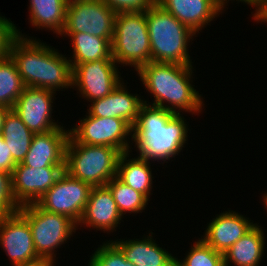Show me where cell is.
<instances>
[{
  "label": "cell",
  "instance_id": "obj_27",
  "mask_svg": "<svg viewBox=\"0 0 267 266\" xmlns=\"http://www.w3.org/2000/svg\"><path fill=\"white\" fill-rule=\"evenodd\" d=\"M106 186L110 189L120 214L123 217L127 212L130 214L142 213L150 201L142 193L135 191L117 177H113Z\"/></svg>",
  "mask_w": 267,
  "mask_h": 266
},
{
  "label": "cell",
  "instance_id": "obj_23",
  "mask_svg": "<svg viewBox=\"0 0 267 266\" xmlns=\"http://www.w3.org/2000/svg\"><path fill=\"white\" fill-rule=\"evenodd\" d=\"M68 1L29 0L30 25L39 30H51L60 36L65 26Z\"/></svg>",
  "mask_w": 267,
  "mask_h": 266
},
{
  "label": "cell",
  "instance_id": "obj_36",
  "mask_svg": "<svg viewBox=\"0 0 267 266\" xmlns=\"http://www.w3.org/2000/svg\"><path fill=\"white\" fill-rule=\"evenodd\" d=\"M9 110L10 108L0 105V132H2L4 118Z\"/></svg>",
  "mask_w": 267,
  "mask_h": 266
},
{
  "label": "cell",
  "instance_id": "obj_17",
  "mask_svg": "<svg viewBox=\"0 0 267 266\" xmlns=\"http://www.w3.org/2000/svg\"><path fill=\"white\" fill-rule=\"evenodd\" d=\"M156 3L194 33L198 32L197 35L226 8L221 0H156Z\"/></svg>",
  "mask_w": 267,
  "mask_h": 266
},
{
  "label": "cell",
  "instance_id": "obj_22",
  "mask_svg": "<svg viewBox=\"0 0 267 266\" xmlns=\"http://www.w3.org/2000/svg\"><path fill=\"white\" fill-rule=\"evenodd\" d=\"M131 152L133 151L121 153L116 177L135 191L142 193L149 200V196L153 194L151 191L153 188L152 178L154 177L150 165L152 161L139 156L131 158Z\"/></svg>",
  "mask_w": 267,
  "mask_h": 266
},
{
  "label": "cell",
  "instance_id": "obj_29",
  "mask_svg": "<svg viewBox=\"0 0 267 266\" xmlns=\"http://www.w3.org/2000/svg\"><path fill=\"white\" fill-rule=\"evenodd\" d=\"M88 262V266H135L125 259L122 251L111 241L99 245Z\"/></svg>",
  "mask_w": 267,
  "mask_h": 266
},
{
  "label": "cell",
  "instance_id": "obj_10",
  "mask_svg": "<svg viewBox=\"0 0 267 266\" xmlns=\"http://www.w3.org/2000/svg\"><path fill=\"white\" fill-rule=\"evenodd\" d=\"M93 186L64 171L37 204L45 211L61 214L76 224L82 218Z\"/></svg>",
  "mask_w": 267,
  "mask_h": 266
},
{
  "label": "cell",
  "instance_id": "obj_21",
  "mask_svg": "<svg viewBox=\"0 0 267 266\" xmlns=\"http://www.w3.org/2000/svg\"><path fill=\"white\" fill-rule=\"evenodd\" d=\"M256 223L243 237L224 254L225 266H259L264 257L266 239L264 230Z\"/></svg>",
  "mask_w": 267,
  "mask_h": 266
},
{
  "label": "cell",
  "instance_id": "obj_16",
  "mask_svg": "<svg viewBox=\"0 0 267 266\" xmlns=\"http://www.w3.org/2000/svg\"><path fill=\"white\" fill-rule=\"evenodd\" d=\"M122 218L110 189L106 185L93 186L77 227L80 225L81 228L82 225H85L89 229L96 228V231L101 230L110 234L116 231L120 221H123Z\"/></svg>",
  "mask_w": 267,
  "mask_h": 266
},
{
  "label": "cell",
  "instance_id": "obj_5",
  "mask_svg": "<svg viewBox=\"0 0 267 266\" xmlns=\"http://www.w3.org/2000/svg\"><path fill=\"white\" fill-rule=\"evenodd\" d=\"M120 155L114 147L85 145L69 136L64 171L91 186H104L116 177Z\"/></svg>",
  "mask_w": 267,
  "mask_h": 266
},
{
  "label": "cell",
  "instance_id": "obj_20",
  "mask_svg": "<svg viewBox=\"0 0 267 266\" xmlns=\"http://www.w3.org/2000/svg\"><path fill=\"white\" fill-rule=\"evenodd\" d=\"M152 235L153 232H149L139 239L111 241L122 251L125 259L135 266H171L176 261V256L160 247Z\"/></svg>",
  "mask_w": 267,
  "mask_h": 266
},
{
  "label": "cell",
  "instance_id": "obj_32",
  "mask_svg": "<svg viewBox=\"0 0 267 266\" xmlns=\"http://www.w3.org/2000/svg\"><path fill=\"white\" fill-rule=\"evenodd\" d=\"M115 13L142 12L150 8L156 0H103Z\"/></svg>",
  "mask_w": 267,
  "mask_h": 266
},
{
  "label": "cell",
  "instance_id": "obj_1",
  "mask_svg": "<svg viewBox=\"0 0 267 266\" xmlns=\"http://www.w3.org/2000/svg\"><path fill=\"white\" fill-rule=\"evenodd\" d=\"M141 105L132 126V141L137 156L149 161L168 163L175 158L188 140V122L182 114H175L165 108L147 104ZM167 160V161H166Z\"/></svg>",
  "mask_w": 267,
  "mask_h": 266
},
{
  "label": "cell",
  "instance_id": "obj_33",
  "mask_svg": "<svg viewBox=\"0 0 267 266\" xmlns=\"http://www.w3.org/2000/svg\"><path fill=\"white\" fill-rule=\"evenodd\" d=\"M16 165L11 151H9L8 145L5 143L2 132H0V171L12 175Z\"/></svg>",
  "mask_w": 267,
  "mask_h": 266
},
{
  "label": "cell",
  "instance_id": "obj_24",
  "mask_svg": "<svg viewBox=\"0 0 267 266\" xmlns=\"http://www.w3.org/2000/svg\"><path fill=\"white\" fill-rule=\"evenodd\" d=\"M60 36L70 37L73 47L72 58L69 57L72 69L80 63L100 59H113L111 42L107 38L93 36L87 33H61Z\"/></svg>",
  "mask_w": 267,
  "mask_h": 266
},
{
  "label": "cell",
  "instance_id": "obj_30",
  "mask_svg": "<svg viewBox=\"0 0 267 266\" xmlns=\"http://www.w3.org/2000/svg\"><path fill=\"white\" fill-rule=\"evenodd\" d=\"M19 208L12 191V175L0 171V218L13 214Z\"/></svg>",
  "mask_w": 267,
  "mask_h": 266
},
{
  "label": "cell",
  "instance_id": "obj_38",
  "mask_svg": "<svg viewBox=\"0 0 267 266\" xmlns=\"http://www.w3.org/2000/svg\"><path fill=\"white\" fill-rule=\"evenodd\" d=\"M265 193L263 194V196H262V199L264 200H262V202L264 203L263 205H264V207L266 208V211H267V193H266V191H264Z\"/></svg>",
  "mask_w": 267,
  "mask_h": 266
},
{
  "label": "cell",
  "instance_id": "obj_35",
  "mask_svg": "<svg viewBox=\"0 0 267 266\" xmlns=\"http://www.w3.org/2000/svg\"><path fill=\"white\" fill-rule=\"evenodd\" d=\"M226 6H228L227 4H228V2L229 1H231V0H221ZM232 1H235V0H232ZM236 1H238V3H239V1L240 2H243V3H245V4H248L249 6H251V7H255V9L258 7V4H259V2H260V0H236Z\"/></svg>",
  "mask_w": 267,
  "mask_h": 266
},
{
  "label": "cell",
  "instance_id": "obj_2",
  "mask_svg": "<svg viewBox=\"0 0 267 266\" xmlns=\"http://www.w3.org/2000/svg\"><path fill=\"white\" fill-rule=\"evenodd\" d=\"M13 41L9 56L14 61L23 84L54 92L72 88L73 70L68 57L40 39L22 34ZM33 38V39H32Z\"/></svg>",
  "mask_w": 267,
  "mask_h": 266
},
{
  "label": "cell",
  "instance_id": "obj_34",
  "mask_svg": "<svg viewBox=\"0 0 267 266\" xmlns=\"http://www.w3.org/2000/svg\"><path fill=\"white\" fill-rule=\"evenodd\" d=\"M252 13V18L257 23H267V0H260L258 7L255 9V13Z\"/></svg>",
  "mask_w": 267,
  "mask_h": 266
},
{
  "label": "cell",
  "instance_id": "obj_3",
  "mask_svg": "<svg viewBox=\"0 0 267 266\" xmlns=\"http://www.w3.org/2000/svg\"><path fill=\"white\" fill-rule=\"evenodd\" d=\"M193 66L177 63L152 62L142 66L137 75L154 99L148 102L165 108L175 114L189 112L199 114L205 105L202 95L196 91L193 82Z\"/></svg>",
  "mask_w": 267,
  "mask_h": 266
},
{
  "label": "cell",
  "instance_id": "obj_39",
  "mask_svg": "<svg viewBox=\"0 0 267 266\" xmlns=\"http://www.w3.org/2000/svg\"><path fill=\"white\" fill-rule=\"evenodd\" d=\"M171 266H179V264L175 261Z\"/></svg>",
  "mask_w": 267,
  "mask_h": 266
},
{
  "label": "cell",
  "instance_id": "obj_6",
  "mask_svg": "<svg viewBox=\"0 0 267 266\" xmlns=\"http://www.w3.org/2000/svg\"><path fill=\"white\" fill-rule=\"evenodd\" d=\"M111 53L119 65L137 72L151 61V45L145 11L116 14Z\"/></svg>",
  "mask_w": 267,
  "mask_h": 266
},
{
  "label": "cell",
  "instance_id": "obj_8",
  "mask_svg": "<svg viewBox=\"0 0 267 266\" xmlns=\"http://www.w3.org/2000/svg\"><path fill=\"white\" fill-rule=\"evenodd\" d=\"M69 130V136L77 143L110 146L121 153L131 151L132 126L120 118H101L85 115ZM131 141H129V140Z\"/></svg>",
  "mask_w": 267,
  "mask_h": 266
},
{
  "label": "cell",
  "instance_id": "obj_11",
  "mask_svg": "<svg viewBox=\"0 0 267 266\" xmlns=\"http://www.w3.org/2000/svg\"><path fill=\"white\" fill-rule=\"evenodd\" d=\"M118 67L114 59L77 64L72 69V89L89 102L106 97L123 81Z\"/></svg>",
  "mask_w": 267,
  "mask_h": 266
},
{
  "label": "cell",
  "instance_id": "obj_7",
  "mask_svg": "<svg viewBox=\"0 0 267 266\" xmlns=\"http://www.w3.org/2000/svg\"><path fill=\"white\" fill-rule=\"evenodd\" d=\"M18 212L31 228L37 255L42 260L55 263V249L73 237V232L76 233L78 230L77 224L65 215L45 211L37 203L20 206Z\"/></svg>",
  "mask_w": 267,
  "mask_h": 266
},
{
  "label": "cell",
  "instance_id": "obj_31",
  "mask_svg": "<svg viewBox=\"0 0 267 266\" xmlns=\"http://www.w3.org/2000/svg\"><path fill=\"white\" fill-rule=\"evenodd\" d=\"M17 37L16 25L0 14V59L9 56L11 45Z\"/></svg>",
  "mask_w": 267,
  "mask_h": 266
},
{
  "label": "cell",
  "instance_id": "obj_9",
  "mask_svg": "<svg viewBox=\"0 0 267 266\" xmlns=\"http://www.w3.org/2000/svg\"><path fill=\"white\" fill-rule=\"evenodd\" d=\"M116 14L103 0H69L62 33H87L112 42Z\"/></svg>",
  "mask_w": 267,
  "mask_h": 266
},
{
  "label": "cell",
  "instance_id": "obj_26",
  "mask_svg": "<svg viewBox=\"0 0 267 266\" xmlns=\"http://www.w3.org/2000/svg\"><path fill=\"white\" fill-rule=\"evenodd\" d=\"M24 87L12 58L0 59V105L12 109Z\"/></svg>",
  "mask_w": 267,
  "mask_h": 266
},
{
  "label": "cell",
  "instance_id": "obj_19",
  "mask_svg": "<svg viewBox=\"0 0 267 266\" xmlns=\"http://www.w3.org/2000/svg\"><path fill=\"white\" fill-rule=\"evenodd\" d=\"M127 85L122 81L110 94L93 100L87 114L101 118H120L134 125L144 99L138 94L129 93Z\"/></svg>",
  "mask_w": 267,
  "mask_h": 266
},
{
  "label": "cell",
  "instance_id": "obj_4",
  "mask_svg": "<svg viewBox=\"0 0 267 266\" xmlns=\"http://www.w3.org/2000/svg\"><path fill=\"white\" fill-rule=\"evenodd\" d=\"M151 45V61L192 65L189 43L197 37L188 26L154 3L145 11Z\"/></svg>",
  "mask_w": 267,
  "mask_h": 266
},
{
  "label": "cell",
  "instance_id": "obj_28",
  "mask_svg": "<svg viewBox=\"0 0 267 266\" xmlns=\"http://www.w3.org/2000/svg\"><path fill=\"white\" fill-rule=\"evenodd\" d=\"M176 262L179 266H225L223 254L215 251L202 239L195 241L189 249L186 257Z\"/></svg>",
  "mask_w": 267,
  "mask_h": 266
},
{
  "label": "cell",
  "instance_id": "obj_18",
  "mask_svg": "<svg viewBox=\"0 0 267 266\" xmlns=\"http://www.w3.org/2000/svg\"><path fill=\"white\" fill-rule=\"evenodd\" d=\"M251 221L233 210L223 211L209 222L201 239L224 254L256 224Z\"/></svg>",
  "mask_w": 267,
  "mask_h": 266
},
{
  "label": "cell",
  "instance_id": "obj_12",
  "mask_svg": "<svg viewBox=\"0 0 267 266\" xmlns=\"http://www.w3.org/2000/svg\"><path fill=\"white\" fill-rule=\"evenodd\" d=\"M0 245L12 266L42 261L35 251L31 228L18 211L0 218Z\"/></svg>",
  "mask_w": 267,
  "mask_h": 266
},
{
  "label": "cell",
  "instance_id": "obj_15",
  "mask_svg": "<svg viewBox=\"0 0 267 266\" xmlns=\"http://www.w3.org/2000/svg\"><path fill=\"white\" fill-rule=\"evenodd\" d=\"M69 129L59 127L55 130L34 134L28 153L21 162L32 168L65 167V150Z\"/></svg>",
  "mask_w": 267,
  "mask_h": 266
},
{
  "label": "cell",
  "instance_id": "obj_13",
  "mask_svg": "<svg viewBox=\"0 0 267 266\" xmlns=\"http://www.w3.org/2000/svg\"><path fill=\"white\" fill-rule=\"evenodd\" d=\"M56 92L49 89L24 87L12 110L34 134L46 133L63 127L52 119Z\"/></svg>",
  "mask_w": 267,
  "mask_h": 266
},
{
  "label": "cell",
  "instance_id": "obj_14",
  "mask_svg": "<svg viewBox=\"0 0 267 266\" xmlns=\"http://www.w3.org/2000/svg\"><path fill=\"white\" fill-rule=\"evenodd\" d=\"M65 167L32 168L22 163L15 166L12 174V191L19 206L37 203L56 183Z\"/></svg>",
  "mask_w": 267,
  "mask_h": 266
},
{
  "label": "cell",
  "instance_id": "obj_25",
  "mask_svg": "<svg viewBox=\"0 0 267 266\" xmlns=\"http://www.w3.org/2000/svg\"><path fill=\"white\" fill-rule=\"evenodd\" d=\"M5 143L11 151L16 164L23 161L29 151L34 133L28 129L21 118L10 109L5 118L2 128Z\"/></svg>",
  "mask_w": 267,
  "mask_h": 266
},
{
  "label": "cell",
  "instance_id": "obj_37",
  "mask_svg": "<svg viewBox=\"0 0 267 266\" xmlns=\"http://www.w3.org/2000/svg\"><path fill=\"white\" fill-rule=\"evenodd\" d=\"M24 266H55L54 262L48 261V260H42L38 263L31 264V265H24Z\"/></svg>",
  "mask_w": 267,
  "mask_h": 266
}]
</instances>
